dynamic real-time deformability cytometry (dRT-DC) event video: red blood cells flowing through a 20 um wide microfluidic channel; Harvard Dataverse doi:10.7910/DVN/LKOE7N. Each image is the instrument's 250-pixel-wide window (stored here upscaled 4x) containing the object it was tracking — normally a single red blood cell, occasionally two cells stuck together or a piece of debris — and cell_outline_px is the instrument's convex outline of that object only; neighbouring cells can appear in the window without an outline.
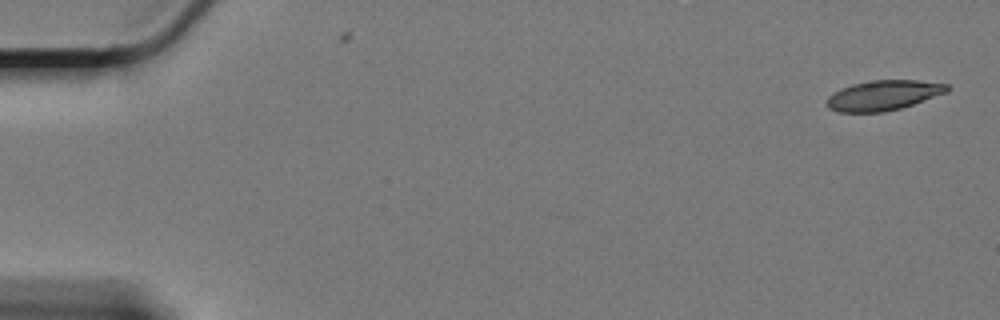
{"species": "Egyptian fruit bat (a non-hibernating species)", "species_latin": "Rousettus aegyptiacus", "temperature_condition": "cold", "stored_images_in_passage": 4, "camera_frame_rate_fps": 3000, "um_per_image_px": 0.085, "animal": {"sex": "female"}, "frame": {"image": 1, "passage_image": 1, "time_ms": 0.0, "image_size_px": [1000, 320], "cell_outline_px": [[952, 88], [948, 92], [900, 108], [884, 112], [840, 112], [828, 108], [824, 104], [828, 96], [840, 88], [852, 84], [872, 80], [920, 80], [948, 84]], "centroid_in_image_um": [75.08, 8.09], "position_along_channel_um": 9.9, "area_um2": 21.21}}